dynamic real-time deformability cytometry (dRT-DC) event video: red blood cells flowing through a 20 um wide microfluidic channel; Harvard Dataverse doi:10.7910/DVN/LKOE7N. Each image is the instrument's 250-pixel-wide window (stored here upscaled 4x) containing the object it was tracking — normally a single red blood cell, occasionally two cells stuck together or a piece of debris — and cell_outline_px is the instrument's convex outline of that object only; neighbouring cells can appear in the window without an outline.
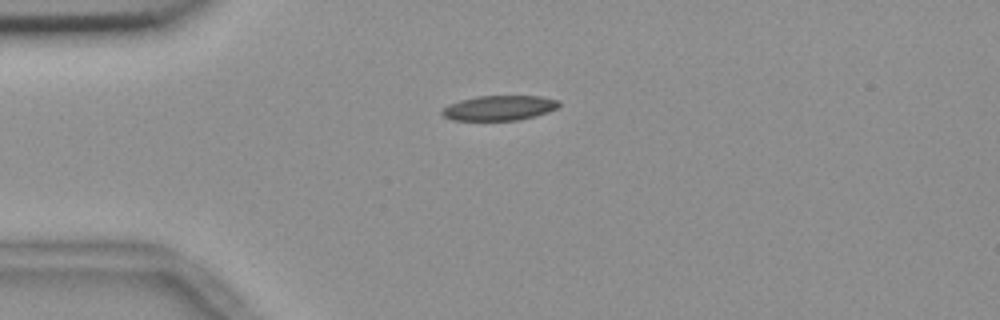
{"species": "common noctule bat (a hibernating species)", "species_latin": "Nyctalus noctula", "temperature_condition": "room temperature", "stored_images_in_passage": 42, "camera_frame_rate_fps": 3000, "um_per_image_px": 0.085, "animal": {"sex": "female", "body_mass_g": 18.4}, "frame": {"image": 1, "passage_image": 1, "time_ms": 0.0, "image_size_px": [1000, 320], "cell_outline_px": [[560, 104], [556, 108], [548, 112], [536, 116], [520, 120], [452, 120], [444, 116], [440, 112], [448, 104], [460, 100], [476, 96], [540, 96], [560, 100]], "centroid_in_image_um": [42.45, 9.17], "position_along_channel_um": 42.6, "area_um2": 17.05}}
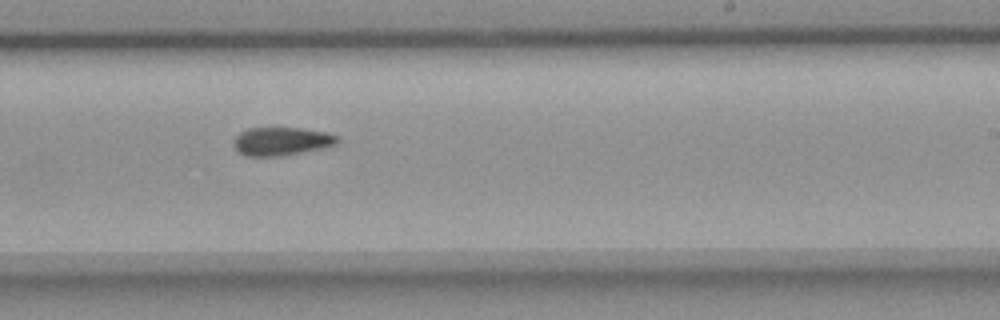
{"frame": {"image": 2, "passage_image": 21, "time_ms": 6.667, "image_size_px": [1000, 320], "cell_outline_px": [[340, 140], [336, 144], [320, 148], [280, 156], [244, 156], [232, 144], [232, 140], [240, 132], [248, 128], [300, 128], [328, 132], [340, 136]], "centroid_in_image_um": [23.92, 12.0], "position_along_channel_um": 265.1, "area_um2": 17.11}}
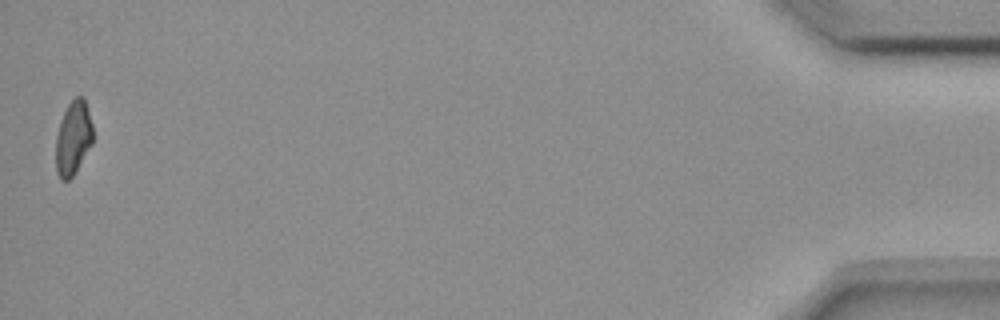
{"frame": {"image": 3, "passage_image": 42, "time_ms": 13.667, "image_size_px": [1000, 320], "cell_outline_px": [[92, 144], [72, 176], [68, 180], [60, 180], [56, 172], [56, 136], [60, 120], [68, 104], [76, 96], [84, 96], [92, 124]], "centroid_in_image_um": [6.21, 11.71], "position_along_channel_um": 429.0, "area_um2": 15.9}, "authors_computed_cell_mechanics": {"area_um2": 17.2533, "velocity_mm_per_s": 3.6787, "shape_relaxation_time_tau1_ms": null, "shape_relaxation_time_tau2_ms": 6.8678, "deformation_change_tau1": null, "deformation_change_tau2": 0.1379}}